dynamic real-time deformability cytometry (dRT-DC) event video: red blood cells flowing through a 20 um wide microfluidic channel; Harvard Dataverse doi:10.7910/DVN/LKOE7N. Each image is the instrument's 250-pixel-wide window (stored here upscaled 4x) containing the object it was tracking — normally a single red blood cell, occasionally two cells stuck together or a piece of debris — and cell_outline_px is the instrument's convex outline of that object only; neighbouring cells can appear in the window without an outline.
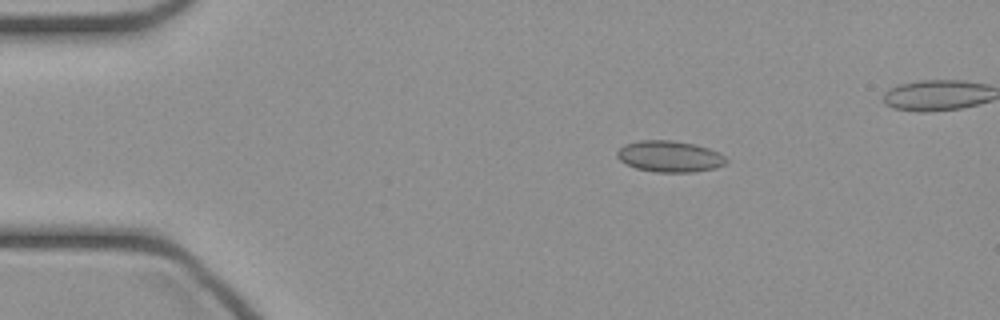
{"species": "common noctule bat (a hibernating species)", "species_latin": "Nyctalus noctula", "temperature_condition": "cold", "stored_images_in_passage": 42, "camera_frame_rate_fps": 3000, "um_per_image_px": 0.085, "animal": {"sex": "female", "body_mass_g": 21.9}, "frame": {"image": 1, "passage_image": 7, "time_ms": 2.0, "image_size_px": [1000, 320], "cell_outline_px": [[728, 164], [716, 168], [692, 172], [656, 172], [636, 168], [620, 160], [616, 156], [616, 152], [624, 144], [640, 140], [672, 140], [696, 144], [708, 148], [724, 156], [728, 160]], "centroid_in_image_um": [56.93, 13.29], "position_along_channel_um": 28.1, "area_um2": 19.94}}
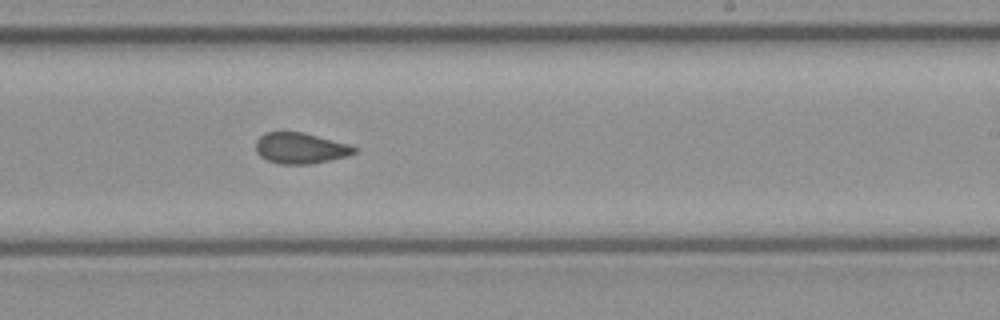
{"frame": {"image": 2, "passage_image": 27, "time_ms": 8.667, "image_size_px": [1000, 320], "cell_outline_px": [[356, 152], [348, 156], [312, 164], [280, 164], [268, 160], [260, 156], [256, 152], [256, 140], [260, 136], [268, 132], [304, 132], [352, 144], [356, 148]], "centroid_in_image_um": [25.57, 12.59], "position_along_channel_um": 263.4, "area_um2": 17.92}}
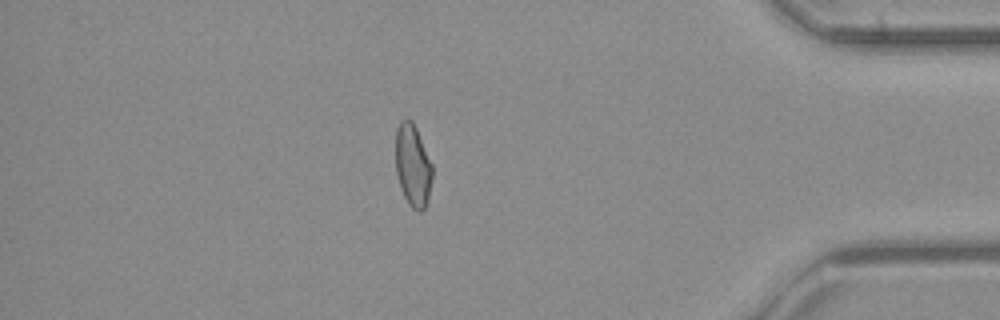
{"frame": {"image": 3, "passage_image": 39, "time_ms": 12.667, "image_size_px": [1000, 320], "cell_outline_px": [[432, 180], [428, 200], [424, 208], [420, 212], [412, 208], [408, 204], [400, 188], [396, 172], [396, 128], [400, 120], [412, 120], [416, 128], [432, 164]], "centroid_in_image_um": [35.08, 14.08], "position_along_channel_um": 400.1, "area_um2": 17.63}}